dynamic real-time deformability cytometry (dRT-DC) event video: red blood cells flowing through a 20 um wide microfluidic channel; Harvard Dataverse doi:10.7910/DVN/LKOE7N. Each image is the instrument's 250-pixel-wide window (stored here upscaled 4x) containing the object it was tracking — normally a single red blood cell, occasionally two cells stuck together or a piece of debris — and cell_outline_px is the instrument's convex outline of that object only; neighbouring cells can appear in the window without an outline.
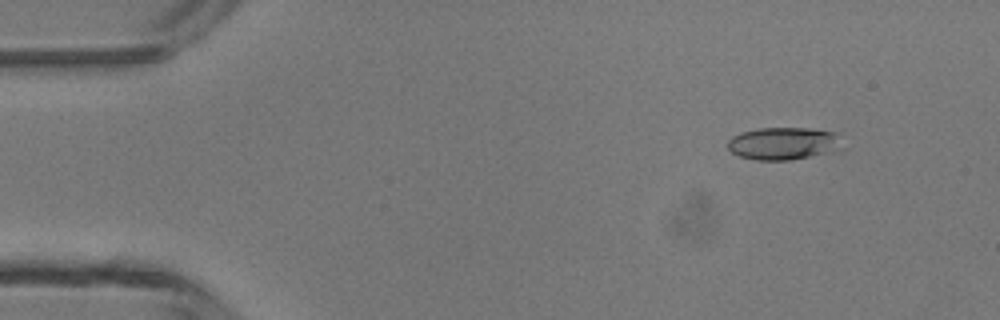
{"species": "common noctule bat (a hibernating species)", "species_latin": "Nyctalus noctula", "temperature_condition": "room temperature", "stored_images_in_passage": 6, "camera_frame_rate_fps": 3000, "um_per_image_px": 0.085, "animal": {"sex": "male", "body_mass_g": 13.3}, "frame": {"image": 1, "passage_image": 2, "time_ms": 1.333, "image_size_px": [1000, 320], "cell_outline_px": [[848, 148], [840, 152], [788, 160], [756, 160], [740, 156], [732, 152], [728, 148], [728, 140], [732, 136], [740, 132], [760, 128], [808, 128], [836, 132]], "centroid_in_image_um": [66.73, 12.2], "position_along_channel_um": 18.3, "area_um2": 22.43}}
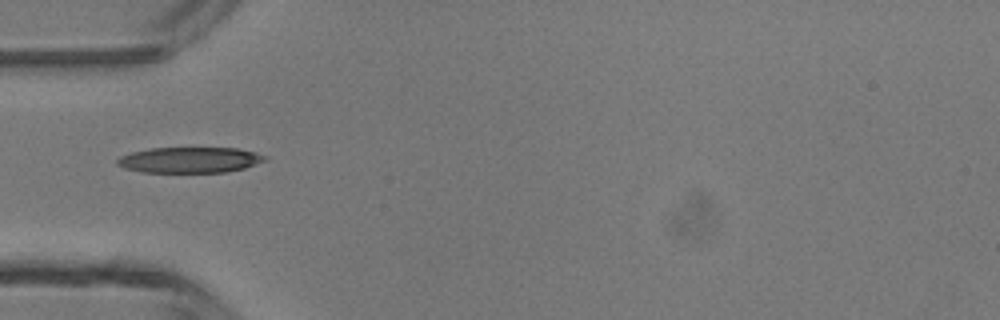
{"frame": {"image": 2, "passage_image": 5, "time_ms": 4.667, "image_size_px": [1000, 320], "cell_outline_px": [[268, 160], [244, 168], [224, 172], [144, 172], [124, 168], [116, 164], [116, 160], [120, 156], [132, 152], [152, 148], [236, 148], [268, 156]], "centroid_in_image_um": [16.12, 13.59], "position_along_channel_um": 68.9, "area_um2": 22.02}}
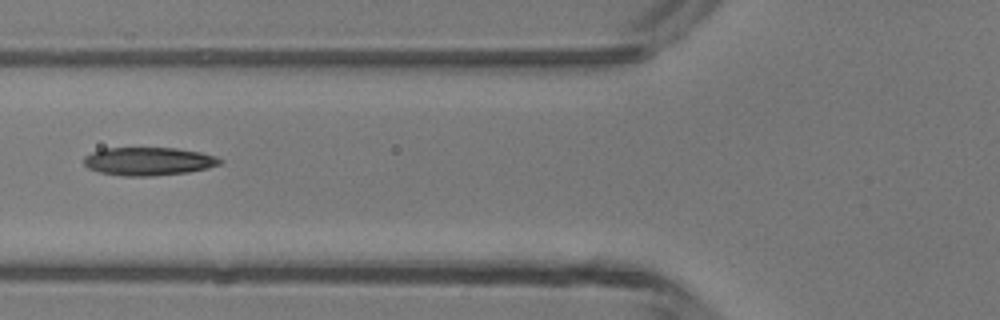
{"frame": {"image": 3, "passage_image": 6, "time_ms": 5.667, "image_size_px": [1000, 320], "cell_outline_px": [[224, 160], [220, 164], [208, 168], [188, 172], [152, 176], [124, 176], [100, 172], [88, 168], [84, 164], [84, 156], [92, 152], [104, 148], [176, 148], [200, 152]], "centroid_in_image_um": [12.61, 13.71], "position_along_channel_um": 113.2, "area_um2": 22.25}}